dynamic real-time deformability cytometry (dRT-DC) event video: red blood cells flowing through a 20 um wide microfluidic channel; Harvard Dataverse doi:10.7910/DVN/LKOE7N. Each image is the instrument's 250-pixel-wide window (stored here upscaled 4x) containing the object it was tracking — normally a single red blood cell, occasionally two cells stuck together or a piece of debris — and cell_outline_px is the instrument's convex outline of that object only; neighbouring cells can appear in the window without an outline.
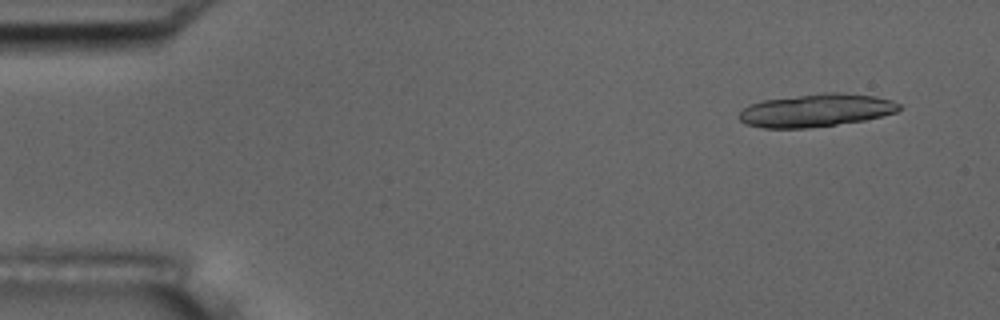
{"species": "common noctule bat (a hibernating species)", "species_latin": "Nyctalus noctula", "temperature_condition": "room temperature", "stored_images_in_passage": 9, "camera_frame_rate_fps": 3000, "um_per_image_px": 0.085, "animal": {"sex": "male", "body_mass_g": 17.5, "forearm_length_mm": 52.3}, "frame": {"image": 1, "passage_image": 4, "time_ms": 1.0, "image_size_px": [1000, 320], "cell_outline_px": [[900, 108], [896, 112], [864, 120], [836, 124], [804, 128], [764, 128], [748, 124], [740, 120], [736, 116], [748, 104], [764, 100], [820, 92], [840, 92], [876, 96], [892, 100], [900, 104]], "centroid_in_image_um": [69.35, 9.36], "position_along_channel_um": 15.7, "area_um2": 30.69}}